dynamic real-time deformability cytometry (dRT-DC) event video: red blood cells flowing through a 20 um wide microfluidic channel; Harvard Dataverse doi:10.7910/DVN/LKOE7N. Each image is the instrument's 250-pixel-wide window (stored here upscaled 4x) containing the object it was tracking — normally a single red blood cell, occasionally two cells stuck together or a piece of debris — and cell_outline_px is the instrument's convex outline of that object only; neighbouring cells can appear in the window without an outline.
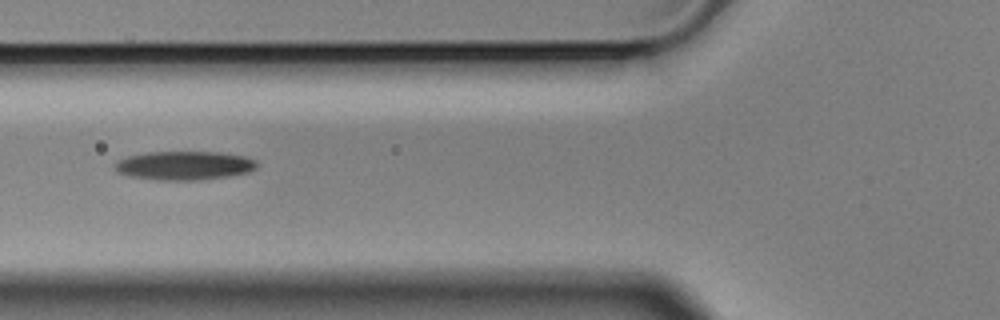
{"species": "Egyptian fruit bat (a non-hibernating species)", "species_latin": "Rousettus aegyptiacus", "temperature_condition": "cold", "stored_images_in_passage": 9, "camera_frame_rate_fps": 3000, "um_per_image_px": 0.085, "animal": {"sex": "male"}, "frame": {"image": 1, "passage_image": 6, "time_ms": 1.667, "image_size_px": [1000, 320], "cell_outline_px": [[260, 164], [256, 168], [248, 172], [228, 176], [192, 180], [156, 180], [128, 176], [116, 172], [116, 164], [120, 160], [128, 156], [148, 152], [220, 152], [244, 156], [256, 160]], "centroid_in_image_um": [15.69, 14.07], "position_along_channel_um": 110.1, "area_um2": 23.76}}
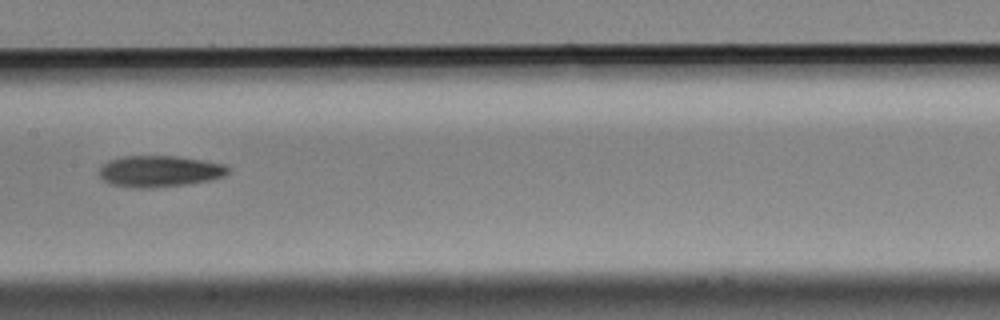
{"frame": {"image": 2, "passage_image": 8, "time_ms": 2.333, "image_size_px": [1000, 320], "cell_outline_px": [[228, 172], [224, 176], [212, 180], [188, 184], [152, 188], [132, 188], [108, 184], [100, 176], [100, 168], [108, 160], [120, 156], [176, 156], [204, 160], [224, 164], [228, 168]], "centroid_in_image_um": [13.55, 14.56], "position_along_channel_um": 193.9, "area_um2": 23.76}}
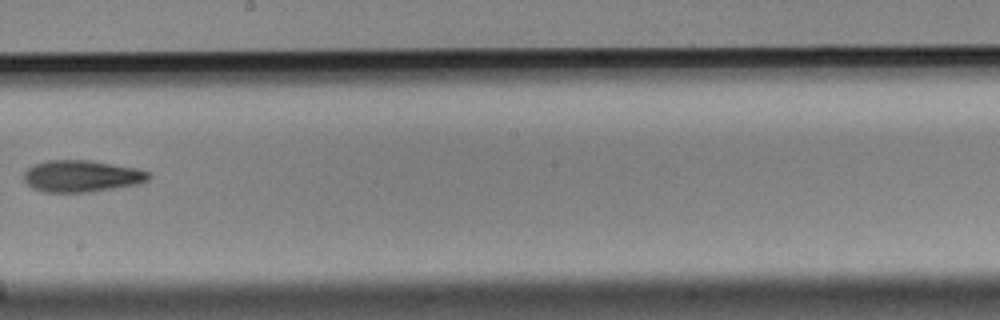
{"frame": {"image": 3, "passage_image": 9, "time_ms": 2.667, "image_size_px": [1000, 320], "cell_outline_px": [[152, 176], [148, 180], [140, 184], [92, 192], [44, 192], [32, 188], [24, 180], [24, 172], [32, 164], [48, 160], [92, 160], [136, 168], [148, 172]], "centroid_in_image_um": [6.95, 14.97], "position_along_channel_um": 241.2, "area_um2": 23.35}}